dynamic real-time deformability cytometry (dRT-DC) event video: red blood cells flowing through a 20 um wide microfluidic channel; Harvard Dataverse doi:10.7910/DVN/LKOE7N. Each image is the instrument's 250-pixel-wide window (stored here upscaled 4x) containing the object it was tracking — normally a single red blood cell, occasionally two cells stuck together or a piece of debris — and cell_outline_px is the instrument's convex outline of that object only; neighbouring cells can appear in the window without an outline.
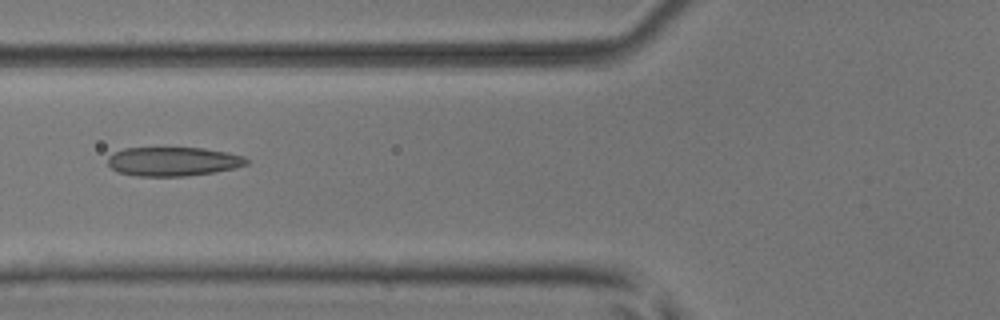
{"species": "common noctule bat (a hibernating species)", "species_latin": "Nyctalus noctula", "temperature_condition": "room temperature", "stored_images_in_passage": 45, "camera_frame_rate_fps": 3000, "um_per_image_px": 0.085, "animal": {"sex": "male", "body_mass_g": 17.9, "forearm_length_mm": 54.2}, "frame": {"image": 1, "passage_image": 14, "time_ms": 4.333, "image_size_px": [1000, 320], "cell_outline_px": [[248, 164], [236, 168], [188, 176], [136, 176], [116, 172], [108, 164], [108, 156], [124, 148], [204, 148], [244, 156], [248, 160]], "centroid_in_image_um": [14.7, 13.73], "position_along_channel_um": 111.1, "area_um2": 23.41}}
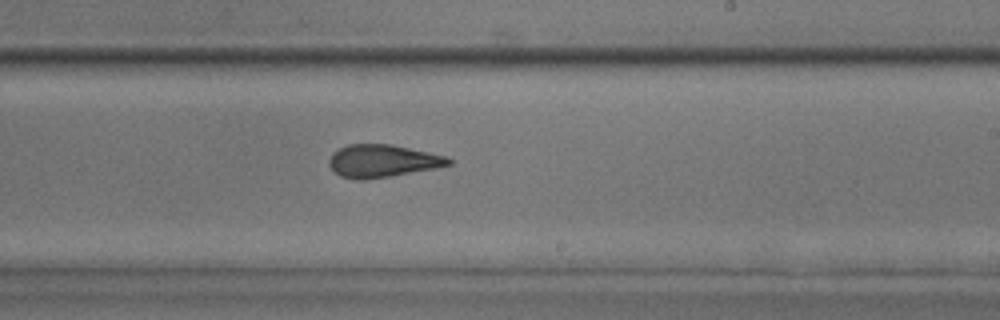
{"frame": {"image": 2, "passage_image": 25, "time_ms": 8.0, "image_size_px": [1000, 320], "cell_outline_px": [[452, 164], [432, 168], [388, 176], [364, 180], [356, 180], [340, 176], [328, 164], [328, 160], [332, 152], [348, 144], [392, 144], [444, 156], [452, 160]], "centroid_in_image_um": [32.44, 13.67], "position_along_channel_um": 256.6, "area_um2": 22.37}}
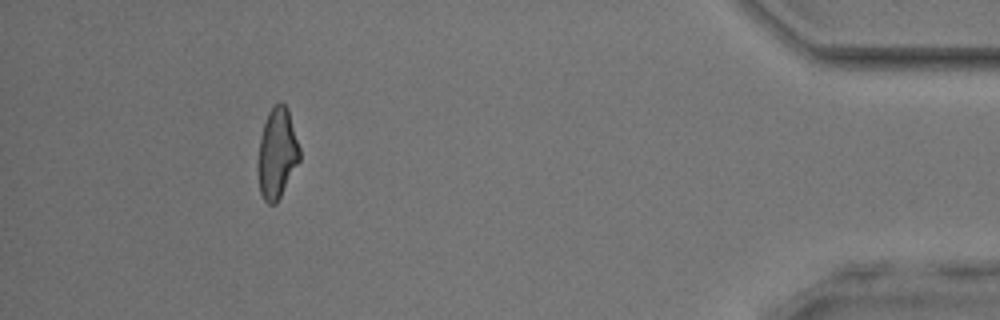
{"frame": {"image": 3, "passage_image": 41, "time_ms": 13.333, "image_size_px": [1000, 320], "cell_outline_px": [[300, 160], [276, 204], [268, 204], [264, 200], [260, 192], [256, 168], [260, 140], [264, 124], [268, 112], [280, 100], [288, 108], [300, 148]], "centroid_in_image_um": [23.54, 13.05], "position_along_channel_um": 411.7, "area_um2": 22.08}, "authors_computed_cell_mechanics": {"area_um2": 23.12, "velocity_mm_per_s": 3.98, "shape_relaxation_time_tau1_ms": 7.2181, "shape_relaxation_time_tau2_ms": 2.138, "deformation_change_tau1": 0.1973, "deformation_change_tau2": 0.1036}}